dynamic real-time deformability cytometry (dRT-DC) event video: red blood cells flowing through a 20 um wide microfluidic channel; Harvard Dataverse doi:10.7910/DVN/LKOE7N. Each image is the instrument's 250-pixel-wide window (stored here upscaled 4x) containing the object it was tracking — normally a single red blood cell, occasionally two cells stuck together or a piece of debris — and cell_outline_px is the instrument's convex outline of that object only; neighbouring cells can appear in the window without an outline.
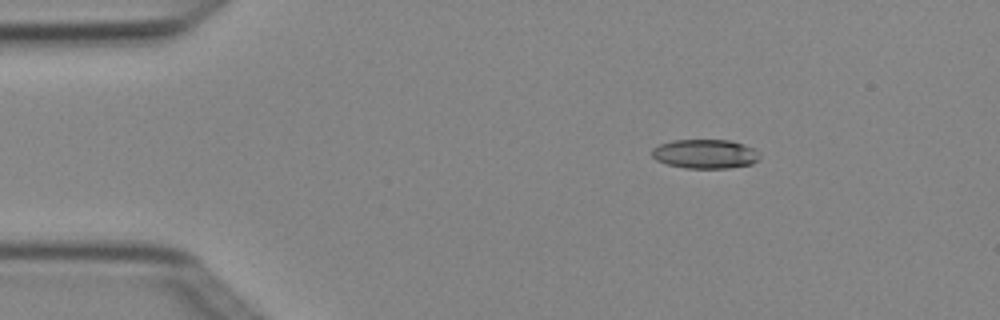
{"species": "Egyptian fruit bat (a non-hibernating species)", "species_latin": "Rousettus aegyptiacus", "temperature_condition": "cold", "stored_images_in_passage": 4, "camera_frame_rate_fps": 3000, "um_per_image_px": 0.085, "animal": {"sex": "female"}, "frame": {"image": 1, "passage_image": 1, "time_ms": 0.0, "image_size_px": [1000, 320], "cell_outline_px": [[760, 160], [752, 164], [728, 168], [684, 168], [668, 164], [656, 160], [652, 156], [652, 148], [660, 144], [672, 140], [732, 140], [756, 148], [760, 156]], "centroid_in_image_um": [59.98, 13.08], "position_along_channel_um": 25.0, "area_um2": 18.55}}
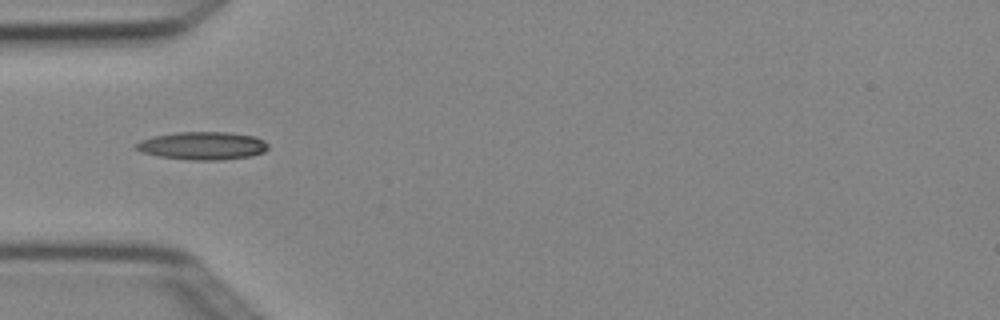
{"frame": {"image": 2, "passage_image": 3, "time_ms": 0.667, "image_size_px": [1000, 320], "cell_outline_px": [[268, 148], [264, 152], [252, 156], [220, 160], [192, 160], [156, 156], [144, 152], [136, 148], [136, 144], [140, 140], [152, 136], [176, 132], [228, 132], [256, 136], [264, 140], [268, 144]], "centroid_in_image_um": [17.25, 12.38], "position_along_channel_um": 67.7, "area_um2": 21.62}}
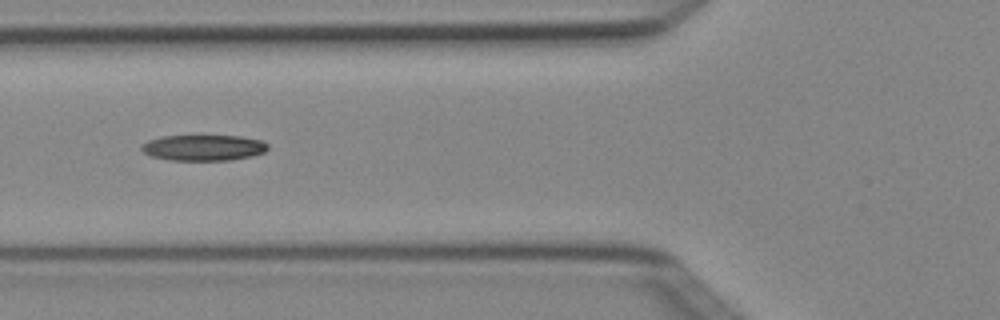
{"frame": {"image": 3, "passage_image": 4, "time_ms": 1.0, "image_size_px": [1000, 320], "cell_outline_px": [[268, 148], [264, 152], [252, 156], [232, 160], [172, 160], [152, 156], [144, 152], [140, 148], [140, 144], [148, 140], [160, 136], [196, 132], [200, 132], [240, 136], [264, 140], [268, 144]], "centroid_in_image_um": [17.29, 12.48], "position_along_channel_um": 108.5, "area_um2": 20.35}}